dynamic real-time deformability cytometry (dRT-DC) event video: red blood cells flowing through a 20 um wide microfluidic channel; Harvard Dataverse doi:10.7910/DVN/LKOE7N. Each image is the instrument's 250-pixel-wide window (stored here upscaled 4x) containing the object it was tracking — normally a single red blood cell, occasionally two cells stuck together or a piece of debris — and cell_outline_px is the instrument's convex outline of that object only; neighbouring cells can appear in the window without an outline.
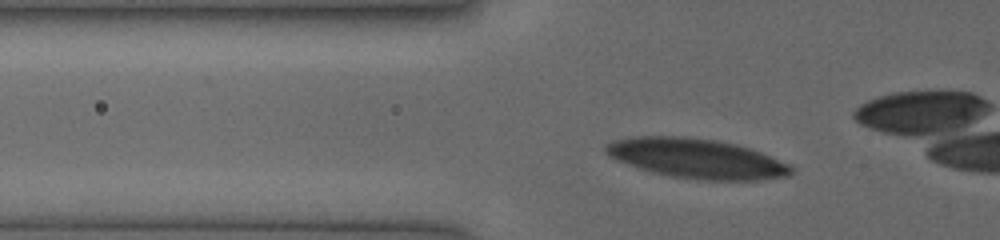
{"species": "human", "species_latin": "Homo sapiens", "temperature_condition": "cold", "stored_images_in_passage": 48, "camera_frame_rate_fps": 3000, "um_per_image_px": 0.085, "donor": {"sex": "female"}, "frame": {"image": 1, "passage_image": 11, "time_ms": 3.0, "image_size_px": [1000, 240], "cell_outline_px": [[792, 172], [788, 176], [756, 180], [700, 180], [672, 176], [652, 172], [616, 160], [608, 156], [604, 152], [604, 148], [608, 144], [616, 140], [636, 136], [680, 136], [712, 140], [732, 144], [748, 148], [760, 152], [788, 164], [792, 168]], "centroid_in_image_um": [59.17, 13.48], "position_along_channel_um": 66.6, "area_um2": 42.25}}
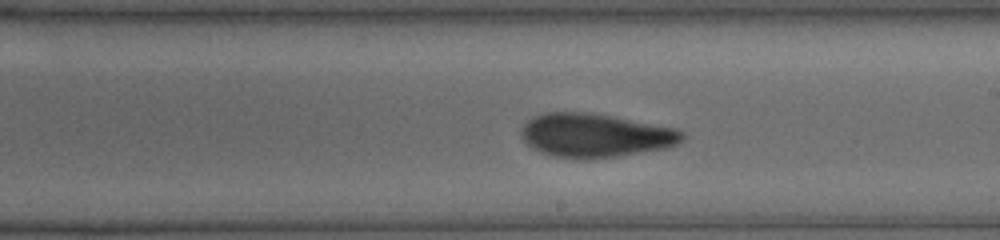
{"frame": {"image": 2, "passage_image": 27, "time_ms": 7.333, "image_size_px": [1000, 240], "cell_outline_px": [[688, 136], [684, 140], [668, 148], [616, 156], [584, 160], [552, 156], [540, 152], [532, 148], [520, 136], [520, 128], [532, 116], [544, 112], [592, 112], [680, 128]], "centroid_in_image_um": [50.63, 11.5], "position_along_channel_um": 238.4, "area_um2": 41.91}}
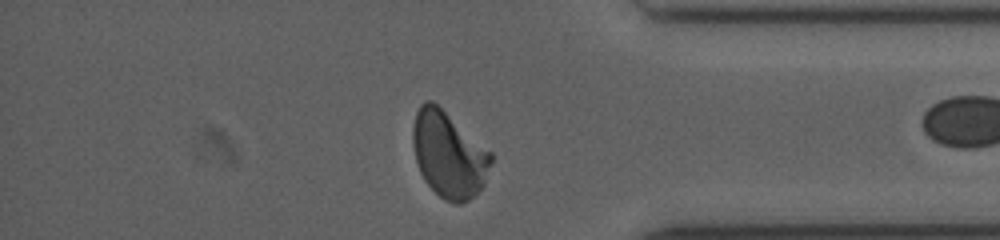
{"frame": {"image": 3, "passage_image": 44, "time_ms": 11.333, "image_size_px": [1000, 240], "cell_outline_px": [[492, 160], [484, 184], [468, 200], [460, 204], [456, 204], [444, 200], [428, 184], [420, 172], [416, 160], [412, 144], [412, 128], [416, 112], [420, 104], [424, 100], [432, 100], [492, 152]], "centroid_in_image_um": [38.12, 13.12], "position_along_channel_um": 397.1, "area_um2": 38.96}}